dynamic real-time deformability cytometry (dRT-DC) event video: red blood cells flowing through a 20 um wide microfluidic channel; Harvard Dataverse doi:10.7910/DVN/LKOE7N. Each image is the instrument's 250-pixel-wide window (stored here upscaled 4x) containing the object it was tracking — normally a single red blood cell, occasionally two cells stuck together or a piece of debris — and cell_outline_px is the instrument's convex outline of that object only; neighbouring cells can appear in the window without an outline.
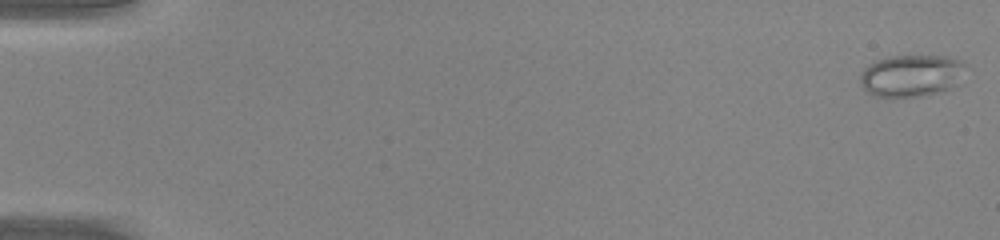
{"species": "common noctule bat (a hibernating species)", "species_latin": "Nyctalus noctula", "temperature_condition": "warm", "stored_images_in_passage": 43, "camera_frame_rate_fps": 3000, "um_per_image_px": 0.085, "animal": {"sex": "male", "body_mass_g": 20.0, "forearm_length_mm": 53.3}, "frame": {"image": 1, "passage_image": 1, "time_ms": 0.0, "image_size_px": [1000, 240], "cell_outline_px": [[964, 64], [960, 84], [944, 92], [920, 96], [876, 96], [868, 92], [860, 84], [860, 72], [864, 68], [876, 60], [892, 56], [944, 56], [964, 60]], "centroid_in_image_um": [77.5, 6.43], "position_along_channel_um": 7.5, "area_um2": 25.95}}
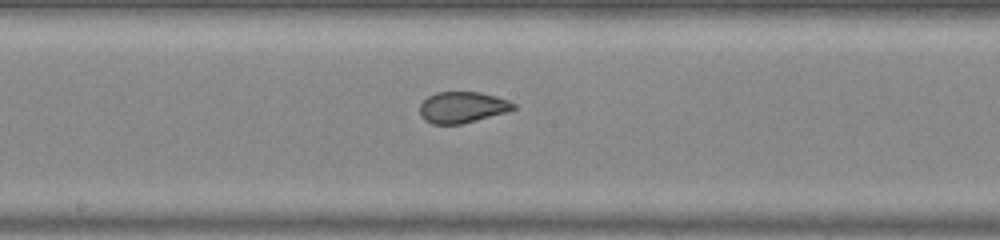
{"frame": {"image": 2, "passage_image": 27, "time_ms": 8.667, "image_size_px": [1000, 240], "cell_outline_px": [[516, 108], [508, 112], [460, 124], [432, 124], [424, 120], [420, 116], [420, 104], [428, 96], [436, 92], [480, 92], [496, 96], [508, 100], [516, 104]], "centroid_in_image_um": [39.3, 9.12], "position_along_channel_um": 208.9, "area_um2": 17.11}}
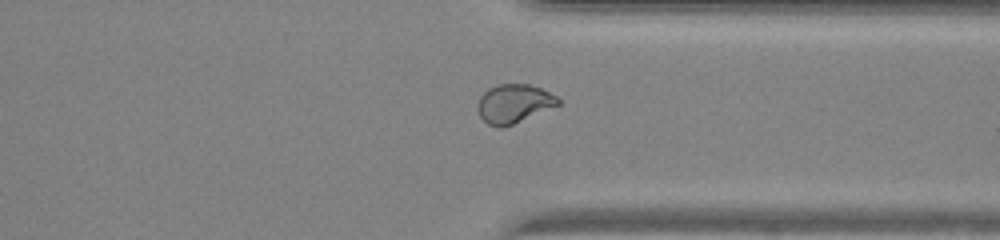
{"frame": {"image": 3, "passage_image": 38, "time_ms": 12.333, "image_size_px": [1000, 240], "cell_outline_px": [[560, 104], [512, 124], [500, 128], [488, 124], [480, 116], [476, 108], [480, 96], [488, 88], [500, 84], [528, 84], [540, 88], [556, 96], [560, 100]], "centroid_in_image_um": [43.65, 8.8], "position_along_channel_um": 367.8, "area_um2": 17.92}}